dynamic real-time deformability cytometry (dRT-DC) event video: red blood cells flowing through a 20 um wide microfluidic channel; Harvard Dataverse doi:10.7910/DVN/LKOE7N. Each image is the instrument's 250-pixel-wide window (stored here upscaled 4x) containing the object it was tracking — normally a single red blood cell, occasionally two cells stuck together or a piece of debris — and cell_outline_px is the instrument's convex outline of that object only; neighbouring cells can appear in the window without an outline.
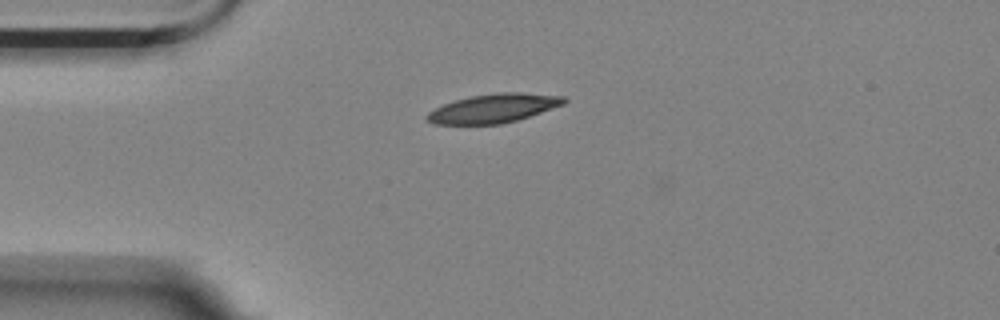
{"species": "Egyptian fruit bat (a non-hibernating species)", "species_latin": "Rousettus aegyptiacus", "temperature_condition": "room temperature", "stored_images_in_passage": 1, "camera_frame_rate_fps": 3000, "um_per_image_px": 0.085, "animal": {"sex": "female"}, "frame": {"image": 1, "passage_image": 1, "time_ms": 0.0, "image_size_px": [1000, 320], "cell_outline_px": [[568, 100], [564, 104], [516, 120], [500, 124], [436, 124], [428, 120], [424, 116], [428, 112], [444, 104], [468, 96], [496, 92], [524, 92], [564, 96]], "centroid_in_image_um": [41.96, 9.19], "position_along_channel_um": 43.0, "area_um2": 22.95}}